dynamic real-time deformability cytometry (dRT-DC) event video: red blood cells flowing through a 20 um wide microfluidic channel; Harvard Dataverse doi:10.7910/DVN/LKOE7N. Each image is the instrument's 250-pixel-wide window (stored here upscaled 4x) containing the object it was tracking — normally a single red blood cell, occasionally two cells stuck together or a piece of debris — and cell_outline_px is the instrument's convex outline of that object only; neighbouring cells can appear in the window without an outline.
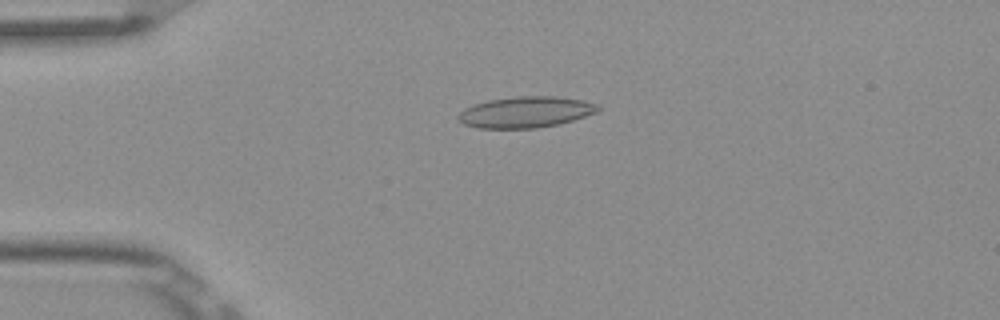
{"species": "Egyptian fruit bat (a non-hibernating species)", "species_latin": "Rousettus aegyptiacus", "temperature_condition": "room temperature", "stored_images_in_passage": 7, "camera_frame_rate_fps": 3000, "um_per_image_px": 0.085, "frame": {"image": 1, "passage_image": 3, "time_ms": 0.667, "image_size_px": [1000, 320], "cell_outline_px": [[600, 108], [596, 112], [560, 124], [536, 128], [480, 128], [464, 124], [456, 116], [464, 108], [472, 104], [488, 100], [516, 96], [556, 96], [580, 100], [600, 104]], "centroid_in_image_um": [44.66, 9.52], "position_along_channel_um": 40.3, "area_um2": 25.32}}
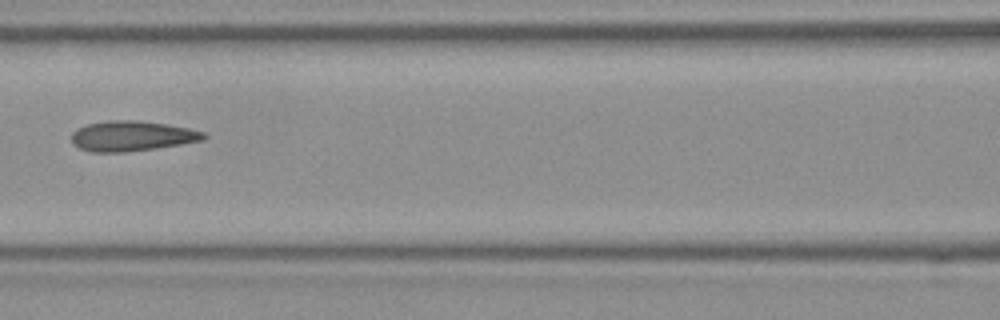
{"frame": {"image": 2, "passage_image": 6, "time_ms": 1.667, "image_size_px": [1000, 320], "cell_outline_px": [[208, 136], [204, 140], [156, 148], [124, 152], [92, 152], [80, 148], [72, 144], [72, 132], [88, 124], [108, 120], [140, 120], [168, 124], [188, 128], [204, 132]], "centroid_in_image_um": [11.23, 11.55], "position_along_channel_um": 155.4, "area_um2": 23.24}}
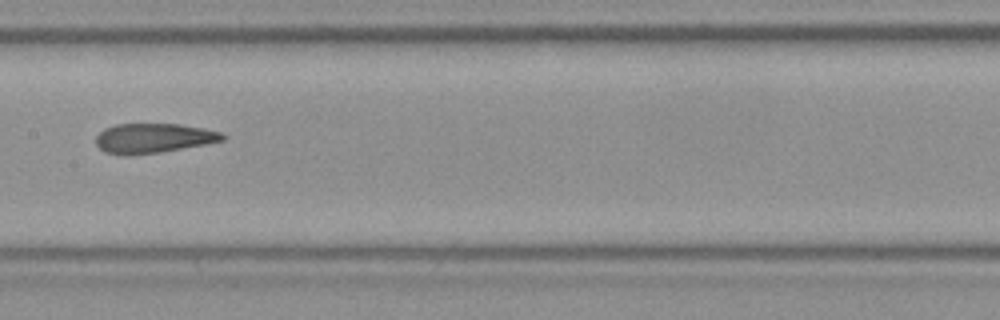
{"frame": {"image": 3, "passage_image": 7, "time_ms": 2.0, "image_size_px": [1000, 320], "cell_outline_px": [[228, 136], [224, 140], [204, 144], [160, 152], [128, 156], [124, 156], [104, 152], [96, 144], [96, 136], [104, 128], [116, 124], [180, 124], [204, 128], [220, 132]], "centroid_in_image_um": [13.02, 11.75], "position_along_channel_um": 194.4, "area_um2": 21.96}}